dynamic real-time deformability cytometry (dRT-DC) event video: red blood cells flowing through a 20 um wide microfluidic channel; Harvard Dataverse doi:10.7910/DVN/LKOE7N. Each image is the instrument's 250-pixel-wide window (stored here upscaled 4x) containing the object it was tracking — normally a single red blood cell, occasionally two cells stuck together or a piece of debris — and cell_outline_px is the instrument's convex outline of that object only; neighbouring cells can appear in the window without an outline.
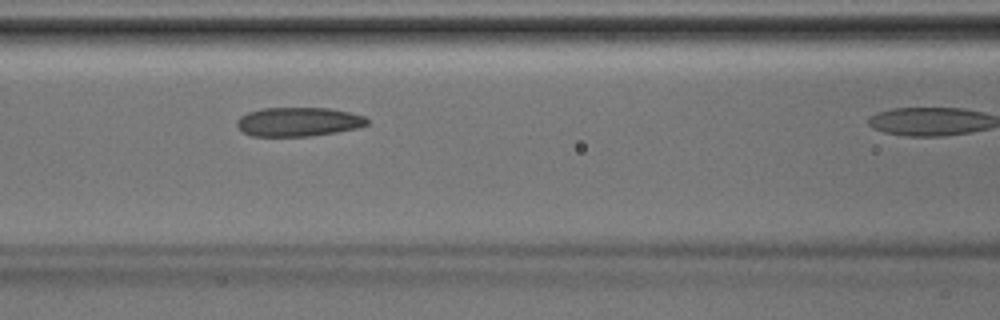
{"species": "Egyptian fruit bat (a non-hibernating species)", "species_latin": "Rousettus aegyptiacus", "temperature_condition": "room temperature", "stored_images_in_passage": 13, "camera_frame_rate_fps": 3000, "um_per_image_px": 0.085, "animal": {"sex": "male"}, "frame": {"image": 1, "passage_image": 10, "time_ms": 3.0, "image_size_px": [1000, 320], "cell_outline_px": [[368, 124], [360, 128], [336, 132], [308, 136], [252, 136], [244, 132], [236, 124], [236, 120], [240, 116], [248, 112], [264, 108], [328, 108], [348, 112], [364, 116], [368, 120]], "centroid_in_image_um": [25.37, 10.35], "position_along_channel_um": 141.2, "area_um2": 21.96}}